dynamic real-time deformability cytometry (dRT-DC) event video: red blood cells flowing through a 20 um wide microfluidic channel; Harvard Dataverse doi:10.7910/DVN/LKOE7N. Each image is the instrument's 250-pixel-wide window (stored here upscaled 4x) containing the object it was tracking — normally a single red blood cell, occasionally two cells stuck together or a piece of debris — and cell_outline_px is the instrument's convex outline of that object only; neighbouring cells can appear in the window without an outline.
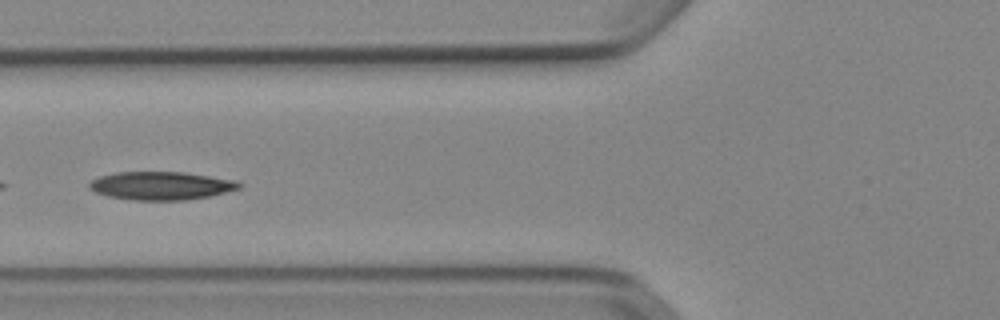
{"species": "Egyptian fruit bat (a non-hibernating species)", "species_latin": "Rousettus aegyptiacus", "temperature_condition": "cold", "stored_images_in_passage": 53, "camera_frame_rate_fps": 3000, "um_per_image_px": 0.085, "animal": {"sex": "female"}, "frame": {"image": 1, "passage_image": 20, "time_ms": 6.333, "image_size_px": [1000, 320], "cell_outline_px": [[244, 184], [240, 188], [208, 196], [188, 200], [132, 200], [108, 196], [96, 192], [88, 188], [88, 184], [92, 180], [100, 176], [116, 172], [184, 172], [240, 180]], "centroid_in_image_um": [13.73, 15.78], "position_along_channel_um": 112.1, "area_um2": 24.8}}
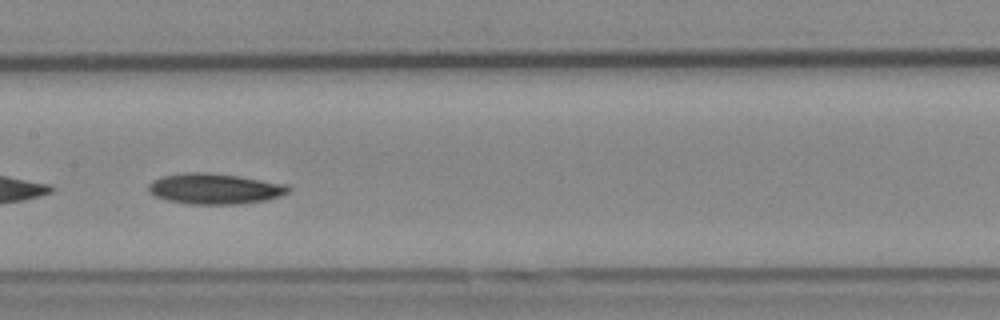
{"frame": {"image": 2, "passage_image": 26, "time_ms": 8.333, "image_size_px": [1000, 320], "cell_outline_px": [[292, 188], [288, 192], [280, 196], [268, 200], [240, 204], [188, 204], [168, 200], [156, 196], [148, 192], [148, 184], [152, 180], [160, 176], [184, 172], [208, 172], [236, 176], [288, 184]], "centroid_in_image_um": [18.24, 16.04], "position_along_channel_um": 189.2, "area_um2": 25.2}}
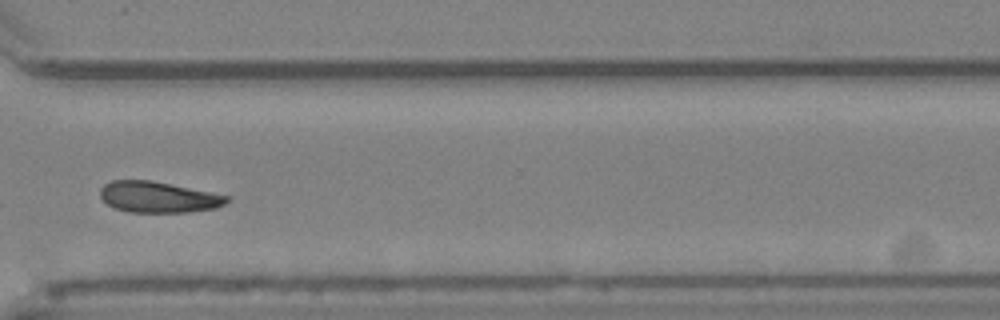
{"frame": {"image": 3, "passage_image": 39, "time_ms": 12.667, "image_size_px": [1000, 320], "cell_outline_px": [[232, 196], [224, 204], [216, 208], [188, 212], [128, 212], [116, 208], [108, 204], [100, 196], [100, 188], [104, 184], [112, 180], [152, 180]], "centroid_in_image_um": [13.47, 16.74], "position_along_channel_um": 357.1, "area_um2": 22.95}}